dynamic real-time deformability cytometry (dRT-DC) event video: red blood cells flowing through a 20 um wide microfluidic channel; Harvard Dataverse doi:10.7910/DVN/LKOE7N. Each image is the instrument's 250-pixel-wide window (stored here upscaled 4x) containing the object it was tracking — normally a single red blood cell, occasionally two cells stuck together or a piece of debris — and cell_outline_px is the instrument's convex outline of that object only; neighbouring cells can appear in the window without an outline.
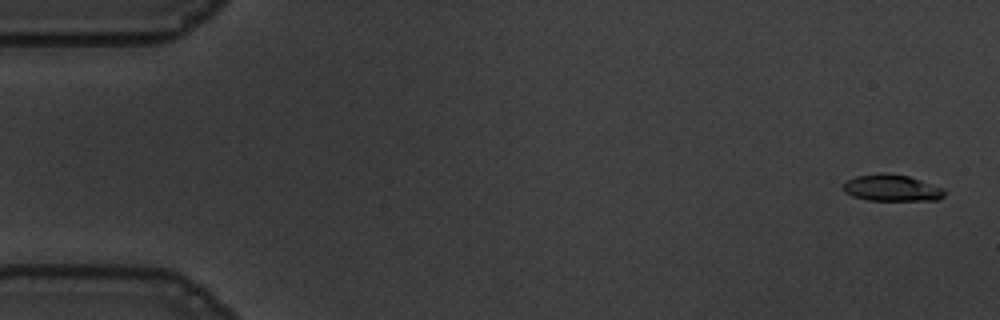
{"species": "common noctule bat (a hibernating species)", "species_latin": "Nyctalus noctula", "temperature_condition": "warm", "stored_images_in_passage": 55, "camera_frame_rate_fps": 3000, "um_per_image_px": 0.085, "animal": {"sex": "male", "body_mass_g": 19.5, "forearm_length_mm": 54.6}, "frame": {"image": 1, "passage_image": 2, "time_ms": 0.333, "image_size_px": [1000, 320], "cell_outline_px": [[944, 196], [940, 200], [868, 200], [852, 196], [844, 192], [844, 184], [848, 180], [856, 176], [880, 172], [884, 172], [908, 176], [944, 188]], "centroid_in_image_um": [75.81, 15.97], "position_along_channel_um": 9.2, "area_um2": 15.66}}
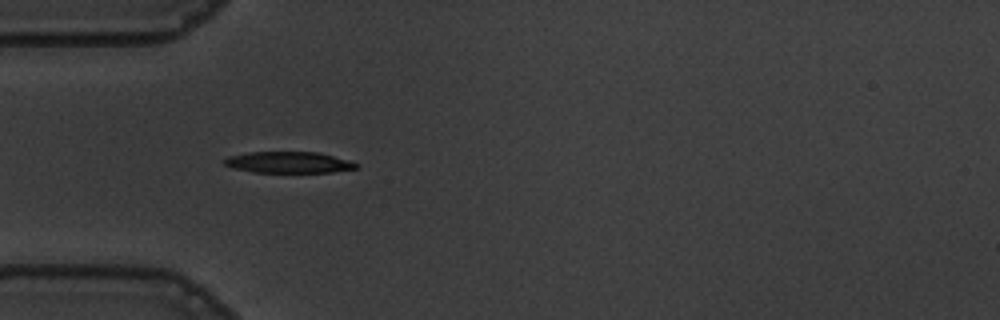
{"frame": {"image": 2, "passage_image": 17, "time_ms": 5.333, "image_size_px": [1000, 320], "cell_outline_px": [[360, 164], [356, 168], [332, 172], [252, 172], [232, 168], [224, 164], [224, 160], [228, 156], [248, 152], [316, 152], [348, 160]], "centroid_in_image_um": [24.5, 13.8], "position_along_channel_um": 60.5, "area_um2": 16.24}}
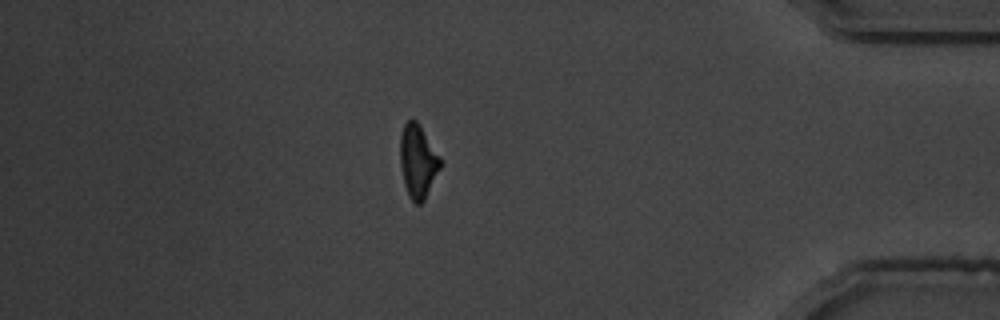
{"frame": {"image": 3, "passage_image": 48, "time_ms": 15.667, "image_size_px": [1000, 320], "cell_outline_px": [[440, 168], [424, 200], [420, 204], [416, 204], [408, 196], [404, 184], [400, 164], [400, 136], [404, 124], [408, 120], [416, 120], [420, 124], [440, 156]], "centroid_in_image_um": [35.5, 13.69], "position_along_channel_um": 399.7, "area_um2": 17.11}, "authors_computed_cell_mechanics": {"area_um2": 17.1088, "velocity_mm_per_s": 3.6597, "shape_relaxation_time_tau1_ms": 3.365, "shape_relaxation_time_tau2_ms": 6.0401, "deformation_change_tau1": 0.1328, "deformation_change_tau2": 0.1628}}